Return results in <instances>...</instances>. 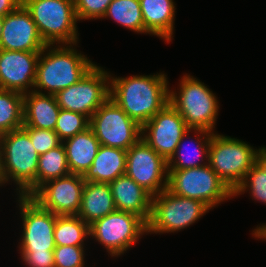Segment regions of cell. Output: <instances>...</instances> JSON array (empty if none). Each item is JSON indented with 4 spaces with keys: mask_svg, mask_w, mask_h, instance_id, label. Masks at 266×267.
<instances>
[{
    "mask_svg": "<svg viewBox=\"0 0 266 267\" xmlns=\"http://www.w3.org/2000/svg\"><path fill=\"white\" fill-rule=\"evenodd\" d=\"M110 98L141 127L169 103L165 74L109 80Z\"/></svg>",
    "mask_w": 266,
    "mask_h": 267,
    "instance_id": "obj_1",
    "label": "cell"
},
{
    "mask_svg": "<svg viewBox=\"0 0 266 267\" xmlns=\"http://www.w3.org/2000/svg\"><path fill=\"white\" fill-rule=\"evenodd\" d=\"M39 154L23 128L0 135V183L9 178L19 185V194L31 196L37 190Z\"/></svg>",
    "mask_w": 266,
    "mask_h": 267,
    "instance_id": "obj_2",
    "label": "cell"
},
{
    "mask_svg": "<svg viewBox=\"0 0 266 267\" xmlns=\"http://www.w3.org/2000/svg\"><path fill=\"white\" fill-rule=\"evenodd\" d=\"M51 47L47 45L40 52L34 84V88H39V91H33L41 93L40 89H46L48 94L55 95L60 90L76 84L95 64L85 55L77 53L73 47L59 46L48 52L46 49ZM45 51L48 52L47 55Z\"/></svg>",
    "mask_w": 266,
    "mask_h": 267,
    "instance_id": "obj_3",
    "label": "cell"
},
{
    "mask_svg": "<svg viewBox=\"0 0 266 267\" xmlns=\"http://www.w3.org/2000/svg\"><path fill=\"white\" fill-rule=\"evenodd\" d=\"M22 4L30 12L47 45H76L78 19L74 0H24Z\"/></svg>",
    "mask_w": 266,
    "mask_h": 267,
    "instance_id": "obj_4",
    "label": "cell"
},
{
    "mask_svg": "<svg viewBox=\"0 0 266 267\" xmlns=\"http://www.w3.org/2000/svg\"><path fill=\"white\" fill-rule=\"evenodd\" d=\"M257 152V149L254 150L241 140L213 133L206 160L225 185L234 192L256 163Z\"/></svg>",
    "mask_w": 266,
    "mask_h": 267,
    "instance_id": "obj_5",
    "label": "cell"
},
{
    "mask_svg": "<svg viewBox=\"0 0 266 267\" xmlns=\"http://www.w3.org/2000/svg\"><path fill=\"white\" fill-rule=\"evenodd\" d=\"M179 94V96H177ZM169 92V103L178 111L191 130H213L218 115L215 95L196 78L183 76L179 93Z\"/></svg>",
    "mask_w": 266,
    "mask_h": 267,
    "instance_id": "obj_6",
    "label": "cell"
},
{
    "mask_svg": "<svg viewBox=\"0 0 266 267\" xmlns=\"http://www.w3.org/2000/svg\"><path fill=\"white\" fill-rule=\"evenodd\" d=\"M167 189L175 195L199 200L210 209L233 196V191L208 163L201 167L168 171Z\"/></svg>",
    "mask_w": 266,
    "mask_h": 267,
    "instance_id": "obj_7",
    "label": "cell"
},
{
    "mask_svg": "<svg viewBox=\"0 0 266 267\" xmlns=\"http://www.w3.org/2000/svg\"><path fill=\"white\" fill-rule=\"evenodd\" d=\"M209 209L199 200L181 197L165 189L152 197L151 218L147 223V233H168L184 229Z\"/></svg>",
    "mask_w": 266,
    "mask_h": 267,
    "instance_id": "obj_8",
    "label": "cell"
},
{
    "mask_svg": "<svg viewBox=\"0 0 266 267\" xmlns=\"http://www.w3.org/2000/svg\"><path fill=\"white\" fill-rule=\"evenodd\" d=\"M90 127L100 145L126 151L142 136V127L110 97L92 115Z\"/></svg>",
    "mask_w": 266,
    "mask_h": 267,
    "instance_id": "obj_9",
    "label": "cell"
},
{
    "mask_svg": "<svg viewBox=\"0 0 266 267\" xmlns=\"http://www.w3.org/2000/svg\"><path fill=\"white\" fill-rule=\"evenodd\" d=\"M89 231L111 256H117L147 233V223L134 213L115 210L90 224Z\"/></svg>",
    "mask_w": 266,
    "mask_h": 267,
    "instance_id": "obj_10",
    "label": "cell"
},
{
    "mask_svg": "<svg viewBox=\"0 0 266 267\" xmlns=\"http://www.w3.org/2000/svg\"><path fill=\"white\" fill-rule=\"evenodd\" d=\"M110 77L100 66L94 65L76 84L55 94L57 104L60 109L91 118L110 96V82L107 81Z\"/></svg>",
    "mask_w": 266,
    "mask_h": 267,
    "instance_id": "obj_11",
    "label": "cell"
},
{
    "mask_svg": "<svg viewBox=\"0 0 266 267\" xmlns=\"http://www.w3.org/2000/svg\"><path fill=\"white\" fill-rule=\"evenodd\" d=\"M125 174L155 196L167 189L168 162L141 137L127 150Z\"/></svg>",
    "mask_w": 266,
    "mask_h": 267,
    "instance_id": "obj_12",
    "label": "cell"
},
{
    "mask_svg": "<svg viewBox=\"0 0 266 267\" xmlns=\"http://www.w3.org/2000/svg\"><path fill=\"white\" fill-rule=\"evenodd\" d=\"M19 203L23 221L21 252H53L56 215L30 196L19 195Z\"/></svg>",
    "mask_w": 266,
    "mask_h": 267,
    "instance_id": "obj_13",
    "label": "cell"
},
{
    "mask_svg": "<svg viewBox=\"0 0 266 267\" xmlns=\"http://www.w3.org/2000/svg\"><path fill=\"white\" fill-rule=\"evenodd\" d=\"M84 184L82 175L70 173L45 182L30 197L55 215H77Z\"/></svg>",
    "mask_w": 266,
    "mask_h": 267,
    "instance_id": "obj_14",
    "label": "cell"
},
{
    "mask_svg": "<svg viewBox=\"0 0 266 267\" xmlns=\"http://www.w3.org/2000/svg\"><path fill=\"white\" fill-rule=\"evenodd\" d=\"M149 131L147 135L144 133ZM189 130L178 111L168 103L142 126V138L167 162L174 155L182 136ZM144 135V136H143Z\"/></svg>",
    "mask_w": 266,
    "mask_h": 267,
    "instance_id": "obj_15",
    "label": "cell"
},
{
    "mask_svg": "<svg viewBox=\"0 0 266 267\" xmlns=\"http://www.w3.org/2000/svg\"><path fill=\"white\" fill-rule=\"evenodd\" d=\"M47 44L42 39L30 12L21 3L3 17L0 49L41 52Z\"/></svg>",
    "mask_w": 266,
    "mask_h": 267,
    "instance_id": "obj_16",
    "label": "cell"
},
{
    "mask_svg": "<svg viewBox=\"0 0 266 267\" xmlns=\"http://www.w3.org/2000/svg\"><path fill=\"white\" fill-rule=\"evenodd\" d=\"M40 52L0 49V89L27 93L36 81Z\"/></svg>",
    "mask_w": 266,
    "mask_h": 267,
    "instance_id": "obj_17",
    "label": "cell"
},
{
    "mask_svg": "<svg viewBox=\"0 0 266 267\" xmlns=\"http://www.w3.org/2000/svg\"><path fill=\"white\" fill-rule=\"evenodd\" d=\"M109 185L116 210L134 213L146 223L149 222L153 197L149 192L126 174L117 177Z\"/></svg>",
    "mask_w": 266,
    "mask_h": 267,
    "instance_id": "obj_18",
    "label": "cell"
},
{
    "mask_svg": "<svg viewBox=\"0 0 266 267\" xmlns=\"http://www.w3.org/2000/svg\"><path fill=\"white\" fill-rule=\"evenodd\" d=\"M28 91L23 95V127L54 130L60 113L55 95Z\"/></svg>",
    "mask_w": 266,
    "mask_h": 267,
    "instance_id": "obj_19",
    "label": "cell"
},
{
    "mask_svg": "<svg viewBox=\"0 0 266 267\" xmlns=\"http://www.w3.org/2000/svg\"><path fill=\"white\" fill-rule=\"evenodd\" d=\"M127 151L100 145L92 165L83 175L85 182L110 183L126 171Z\"/></svg>",
    "mask_w": 266,
    "mask_h": 267,
    "instance_id": "obj_20",
    "label": "cell"
},
{
    "mask_svg": "<svg viewBox=\"0 0 266 267\" xmlns=\"http://www.w3.org/2000/svg\"><path fill=\"white\" fill-rule=\"evenodd\" d=\"M65 142V143H64ZM71 174L84 175L100 147L91 127L63 141Z\"/></svg>",
    "mask_w": 266,
    "mask_h": 267,
    "instance_id": "obj_21",
    "label": "cell"
},
{
    "mask_svg": "<svg viewBox=\"0 0 266 267\" xmlns=\"http://www.w3.org/2000/svg\"><path fill=\"white\" fill-rule=\"evenodd\" d=\"M109 183L85 182L81 207L77 214L88 225L115 211Z\"/></svg>",
    "mask_w": 266,
    "mask_h": 267,
    "instance_id": "obj_22",
    "label": "cell"
},
{
    "mask_svg": "<svg viewBox=\"0 0 266 267\" xmlns=\"http://www.w3.org/2000/svg\"><path fill=\"white\" fill-rule=\"evenodd\" d=\"M145 33L172 40L175 5L173 0H140Z\"/></svg>",
    "mask_w": 266,
    "mask_h": 267,
    "instance_id": "obj_23",
    "label": "cell"
},
{
    "mask_svg": "<svg viewBox=\"0 0 266 267\" xmlns=\"http://www.w3.org/2000/svg\"><path fill=\"white\" fill-rule=\"evenodd\" d=\"M90 235L89 225L77 215H56L54 241L56 246H83Z\"/></svg>",
    "mask_w": 266,
    "mask_h": 267,
    "instance_id": "obj_24",
    "label": "cell"
},
{
    "mask_svg": "<svg viewBox=\"0 0 266 267\" xmlns=\"http://www.w3.org/2000/svg\"><path fill=\"white\" fill-rule=\"evenodd\" d=\"M70 174L63 142L39 155L37 167V189L45 182Z\"/></svg>",
    "mask_w": 266,
    "mask_h": 267,
    "instance_id": "obj_25",
    "label": "cell"
},
{
    "mask_svg": "<svg viewBox=\"0 0 266 267\" xmlns=\"http://www.w3.org/2000/svg\"><path fill=\"white\" fill-rule=\"evenodd\" d=\"M23 95L0 89V135L23 127Z\"/></svg>",
    "mask_w": 266,
    "mask_h": 267,
    "instance_id": "obj_26",
    "label": "cell"
},
{
    "mask_svg": "<svg viewBox=\"0 0 266 267\" xmlns=\"http://www.w3.org/2000/svg\"><path fill=\"white\" fill-rule=\"evenodd\" d=\"M195 133L198 132V134L200 133V135H204L205 138L203 139V141L201 142V138L197 137V145L195 147V151H193L194 154H196L195 156L197 158L200 159V161H203V158H208L209 155V147L211 144V137L213 132H209L207 130L204 129H194ZM197 131V132H196ZM191 132V129H189L181 138L180 142L178 143V146L176 148V151L174 153V155L169 159L168 161V171H178L181 169H189V168H196V167H201L206 165V163H199L200 161L196 162L194 159L192 158V155H188L187 157H185L184 153L182 152L183 148H185L183 146V141L185 139V137L188 135V133ZM207 136V137H206ZM199 138V139H198ZM204 142V143H203ZM183 147V148H182ZM201 155V158H200ZM206 155V156H205ZM203 156V157H202ZM205 156V157H204Z\"/></svg>",
    "mask_w": 266,
    "mask_h": 267,
    "instance_id": "obj_27",
    "label": "cell"
},
{
    "mask_svg": "<svg viewBox=\"0 0 266 267\" xmlns=\"http://www.w3.org/2000/svg\"><path fill=\"white\" fill-rule=\"evenodd\" d=\"M103 17H111L122 26L135 32H145L140 0H113Z\"/></svg>",
    "mask_w": 266,
    "mask_h": 267,
    "instance_id": "obj_28",
    "label": "cell"
},
{
    "mask_svg": "<svg viewBox=\"0 0 266 267\" xmlns=\"http://www.w3.org/2000/svg\"><path fill=\"white\" fill-rule=\"evenodd\" d=\"M90 127V118L84 114L60 109L54 131L60 140L71 138Z\"/></svg>",
    "mask_w": 266,
    "mask_h": 267,
    "instance_id": "obj_29",
    "label": "cell"
},
{
    "mask_svg": "<svg viewBox=\"0 0 266 267\" xmlns=\"http://www.w3.org/2000/svg\"><path fill=\"white\" fill-rule=\"evenodd\" d=\"M248 187L255 200L266 203V172L257 162L246 173L244 180L233 192V196L244 193Z\"/></svg>",
    "mask_w": 266,
    "mask_h": 267,
    "instance_id": "obj_30",
    "label": "cell"
},
{
    "mask_svg": "<svg viewBox=\"0 0 266 267\" xmlns=\"http://www.w3.org/2000/svg\"><path fill=\"white\" fill-rule=\"evenodd\" d=\"M54 267H84L83 246H56Z\"/></svg>",
    "mask_w": 266,
    "mask_h": 267,
    "instance_id": "obj_31",
    "label": "cell"
},
{
    "mask_svg": "<svg viewBox=\"0 0 266 267\" xmlns=\"http://www.w3.org/2000/svg\"><path fill=\"white\" fill-rule=\"evenodd\" d=\"M30 136L33 147L39 155L59 146L62 141L54 130L23 127Z\"/></svg>",
    "mask_w": 266,
    "mask_h": 267,
    "instance_id": "obj_32",
    "label": "cell"
},
{
    "mask_svg": "<svg viewBox=\"0 0 266 267\" xmlns=\"http://www.w3.org/2000/svg\"><path fill=\"white\" fill-rule=\"evenodd\" d=\"M113 0H74L78 20L103 18Z\"/></svg>",
    "mask_w": 266,
    "mask_h": 267,
    "instance_id": "obj_33",
    "label": "cell"
},
{
    "mask_svg": "<svg viewBox=\"0 0 266 267\" xmlns=\"http://www.w3.org/2000/svg\"><path fill=\"white\" fill-rule=\"evenodd\" d=\"M30 267H54V252H20Z\"/></svg>",
    "mask_w": 266,
    "mask_h": 267,
    "instance_id": "obj_34",
    "label": "cell"
},
{
    "mask_svg": "<svg viewBox=\"0 0 266 267\" xmlns=\"http://www.w3.org/2000/svg\"><path fill=\"white\" fill-rule=\"evenodd\" d=\"M21 3L20 0H0V16H6L14 11Z\"/></svg>",
    "mask_w": 266,
    "mask_h": 267,
    "instance_id": "obj_35",
    "label": "cell"
},
{
    "mask_svg": "<svg viewBox=\"0 0 266 267\" xmlns=\"http://www.w3.org/2000/svg\"><path fill=\"white\" fill-rule=\"evenodd\" d=\"M256 162L266 172V148L265 147H262L261 149H258Z\"/></svg>",
    "mask_w": 266,
    "mask_h": 267,
    "instance_id": "obj_36",
    "label": "cell"
},
{
    "mask_svg": "<svg viewBox=\"0 0 266 267\" xmlns=\"http://www.w3.org/2000/svg\"><path fill=\"white\" fill-rule=\"evenodd\" d=\"M253 234L257 238L266 239V225H262V226L258 227L257 229H255Z\"/></svg>",
    "mask_w": 266,
    "mask_h": 267,
    "instance_id": "obj_37",
    "label": "cell"
},
{
    "mask_svg": "<svg viewBox=\"0 0 266 267\" xmlns=\"http://www.w3.org/2000/svg\"><path fill=\"white\" fill-rule=\"evenodd\" d=\"M2 27H3V17L0 16V37H1V34H2Z\"/></svg>",
    "mask_w": 266,
    "mask_h": 267,
    "instance_id": "obj_38",
    "label": "cell"
}]
</instances>
